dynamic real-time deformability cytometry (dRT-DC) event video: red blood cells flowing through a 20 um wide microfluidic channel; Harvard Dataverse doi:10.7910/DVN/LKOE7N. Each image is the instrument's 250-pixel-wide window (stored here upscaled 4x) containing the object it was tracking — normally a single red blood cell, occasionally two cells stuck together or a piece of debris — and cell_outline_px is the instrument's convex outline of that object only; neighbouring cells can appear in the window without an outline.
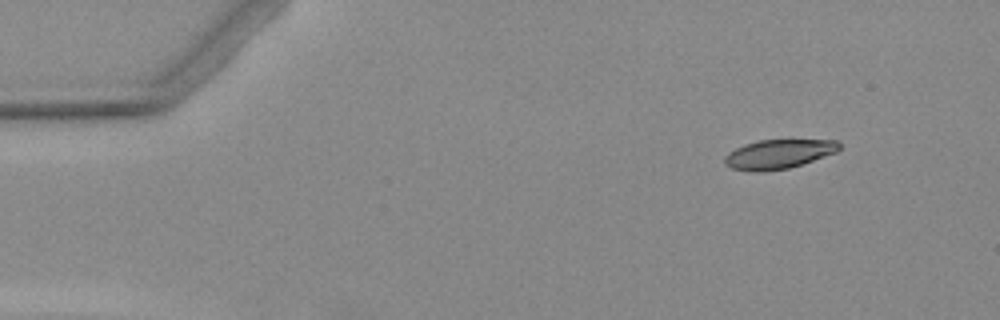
{"species": "Egyptian fruit bat (a non-hibernating species)", "species_latin": "Rousettus aegyptiacus", "temperature_condition": "warm", "stored_images_in_passage": 5, "camera_frame_rate_fps": 3000, "um_per_image_px": 0.085, "animal": {"sex": "female"}, "frame": {"image": 1, "passage_image": 1, "time_ms": 0.0, "image_size_px": [1000, 320], "cell_outline_px": [[840, 148], [836, 152], [788, 168], [760, 172], [756, 172], [732, 168], [724, 164], [724, 156], [728, 152], [744, 144], [760, 140], [836, 140], [840, 144]], "centroid_in_image_um": [66.13, 13.09], "position_along_channel_um": 18.9, "area_um2": 19.31}}
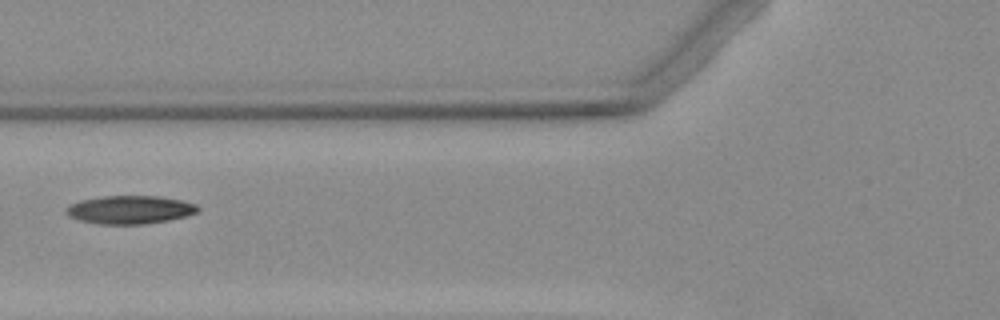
{"frame": {"image": 2, "passage_image": 5, "time_ms": 5.0, "image_size_px": [1000, 320], "cell_outline_px": [[200, 212], [168, 220], [144, 224], [96, 224], [80, 220], [68, 216], [68, 208], [72, 204], [80, 200], [104, 196], [160, 196], [180, 200], [196, 204], [200, 208]], "centroid_in_image_um": [11.09, 17.83], "position_along_channel_um": 114.7, "area_um2": 21.5}}